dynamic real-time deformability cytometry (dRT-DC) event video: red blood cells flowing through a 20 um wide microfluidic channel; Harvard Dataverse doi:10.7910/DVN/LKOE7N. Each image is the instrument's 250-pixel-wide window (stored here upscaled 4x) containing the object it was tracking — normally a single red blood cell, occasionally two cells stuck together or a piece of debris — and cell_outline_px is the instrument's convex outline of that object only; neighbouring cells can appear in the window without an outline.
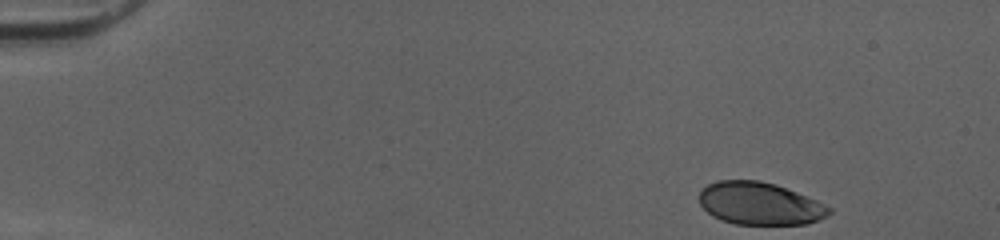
{"species": "human", "species_latin": "Homo sapiens", "temperature_condition": "cold", "stored_images_in_passage": 39, "camera_frame_rate_fps": 3000, "um_per_image_px": 0.085, "donor": {"sex": "female"}, "frame": {"image": 1, "passage_image": 1, "time_ms": 0.0, "image_size_px": [1000, 240], "cell_outline_px": [[832, 212], [828, 216], [808, 224], [736, 224], [720, 220], [712, 216], [700, 204], [700, 192], [708, 184], [720, 180], [760, 180], [776, 184], [816, 200], [832, 208]], "centroid_in_image_um": [64.6, 17.31], "position_along_channel_um": 20.4, "area_um2": 32.19}}
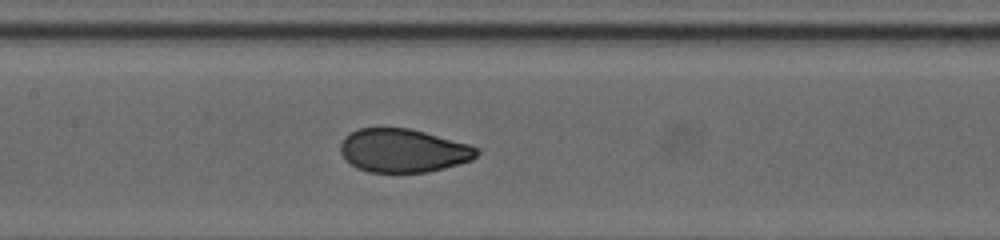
{"frame": {"image": 2, "passage_image": 21, "time_ms": 6.667, "image_size_px": [1000, 240], "cell_outline_px": [[480, 152], [472, 160], [444, 168], [428, 172], [368, 172], [356, 168], [340, 152], [340, 144], [344, 136], [360, 128], [408, 128], [424, 132], [468, 144], [480, 148]], "centroid_in_image_um": [34.28, 12.8], "position_along_channel_um": 173.1, "area_um2": 34.39}}
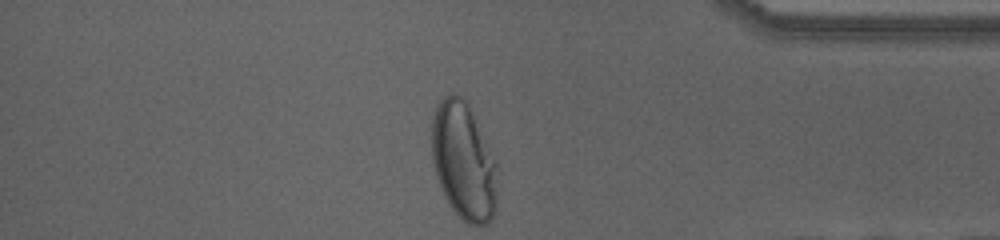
{"frame": {"image": 3, "passage_image": 39, "time_ms": 12.667, "image_size_px": [1000, 240], "cell_outline_px": [[496, 204], [492, 216], [488, 224], [468, 224], [452, 208], [444, 196], [432, 160], [432, 120], [436, 104], [444, 96], [452, 92], [456, 92], [468, 100], [496, 160]], "centroid_in_image_um": [39.41, 13.61], "position_along_channel_um": 395.8, "area_um2": 45.14}, "authors_computed_cell_mechanics": {"area_um2": 34.9112, "velocity_mm_per_s": 4.0482, "shape_relaxation_time_tau1_ms": 4.475, "shape_relaxation_time_tau2_ms": null, "deformation_change_tau1": 0.1744, "deformation_change_tau2": null}}